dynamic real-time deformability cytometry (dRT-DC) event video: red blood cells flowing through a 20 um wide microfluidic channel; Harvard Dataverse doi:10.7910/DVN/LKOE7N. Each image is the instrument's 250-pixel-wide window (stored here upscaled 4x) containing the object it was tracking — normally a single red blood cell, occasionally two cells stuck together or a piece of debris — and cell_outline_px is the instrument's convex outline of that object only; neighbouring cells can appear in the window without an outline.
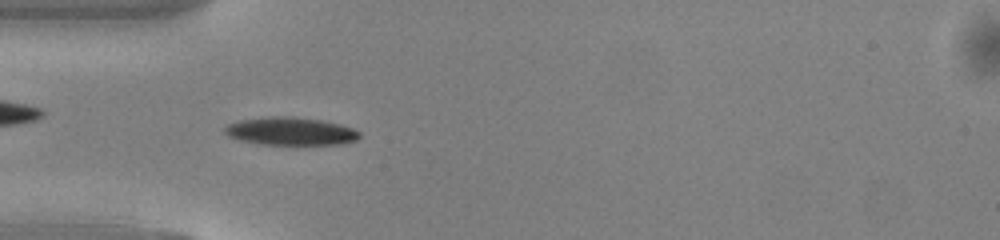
{"species": "common noctule bat (a hibernating species)", "species_latin": "Nyctalus noctula", "temperature_condition": "warm", "stored_images_in_passage": 50, "camera_frame_rate_fps": 3000, "um_per_image_px": 0.085, "animal": {"sex": "male", "body_mass_g": 13.0, "forearm_length_mm": 53.1}, "frame": {"image": 1, "passage_image": 15, "time_ms": 4.667, "image_size_px": [1000, 240], "cell_outline_px": [[360, 136], [356, 140], [340, 144], [260, 144], [240, 140], [228, 136], [224, 132], [224, 128], [228, 124], [240, 120], [268, 116], [292, 116], [320, 120], [340, 124], [352, 128], [360, 132]], "centroid_in_image_um": [24.68, 11.15], "position_along_channel_um": 60.3, "area_um2": 21.85}}
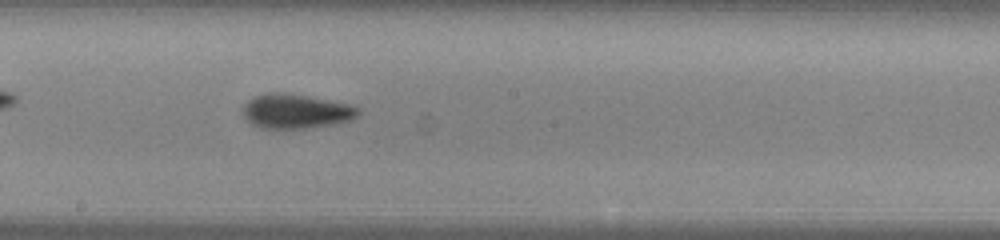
{"frame": {"image": 2, "passage_image": 27, "time_ms": 8.667, "image_size_px": [1000, 240], "cell_outline_px": [[360, 116], [352, 120], [336, 124], [308, 128], [260, 128], [252, 124], [244, 116], [244, 104], [252, 96], [268, 92], [280, 92], [308, 96], [348, 104], [360, 108]], "centroid_in_image_um": [25.18, 9.46], "position_along_channel_um": 223.0, "area_um2": 23.29}}
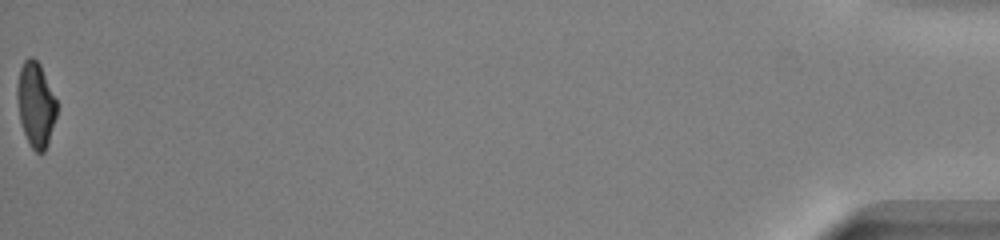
{"frame": {"image": 3, "passage_image": 50, "time_ms": 16.333, "image_size_px": [1000, 240], "cell_outline_px": [[56, 116], [48, 144], [44, 152], [36, 152], [32, 148], [24, 132], [20, 120], [16, 96], [16, 88], [20, 68], [24, 60], [28, 56], [32, 56], [40, 64], [56, 100]], "centroid_in_image_um": [3.02, 8.86], "position_along_channel_um": 432.2, "area_um2": 19.42}, "authors_computed_cell_mechanics": {"area_um2": 20.7502, "velocity_mm_per_s": 4.1246, "shape_relaxation_time_tau1_ms": 2.9253, "shape_relaxation_time_tau2_ms": 1.4738, "deformation_change_tau1": 0.1424, "deformation_change_tau2": 0.0731}}